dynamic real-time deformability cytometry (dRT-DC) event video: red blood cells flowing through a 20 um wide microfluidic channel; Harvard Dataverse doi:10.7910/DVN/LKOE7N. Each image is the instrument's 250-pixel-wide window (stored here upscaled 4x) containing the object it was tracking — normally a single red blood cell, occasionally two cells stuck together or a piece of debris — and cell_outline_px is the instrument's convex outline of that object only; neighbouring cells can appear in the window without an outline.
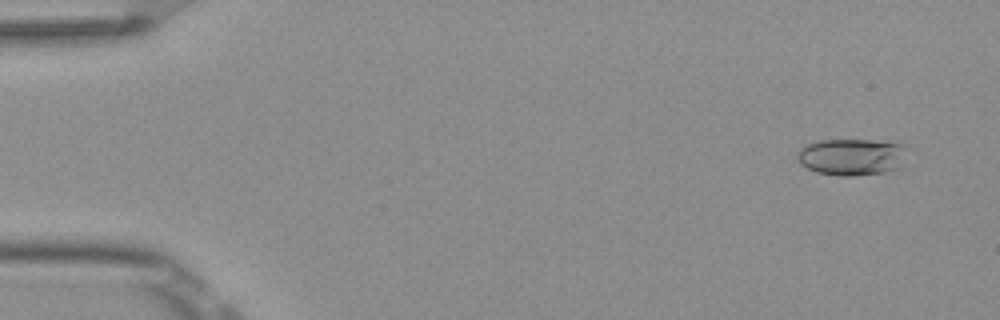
{"species": "Egyptian fruit bat (a non-hibernating species)", "species_latin": "Rousettus aegyptiacus", "temperature_condition": "room temperature", "stored_images_in_passage": 5, "camera_frame_rate_fps": 3000, "um_per_image_px": 0.085, "frame": {"image": 1, "passage_image": 5, "time_ms": 1.333, "image_size_px": [1000, 320], "cell_outline_px": [[904, 144], [900, 168], [884, 172], [856, 176], [840, 176], [816, 172], [800, 164], [796, 156], [796, 152], [804, 144], [816, 140], [900, 140]], "centroid_in_image_um": [72.36, 13.31], "position_along_channel_um": 12.6, "area_um2": 23.99}}